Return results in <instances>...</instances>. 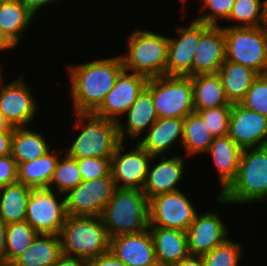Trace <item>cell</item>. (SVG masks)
<instances>
[{
  "mask_svg": "<svg viewBox=\"0 0 267 266\" xmlns=\"http://www.w3.org/2000/svg\"><path fill=\"white\" fill-rule=\"evenodd\" d=\"M66 68L73 113H94L124 70L120 54L87 60L81 64H69Z\"/></svg>",
  "mask_w": 267,
  "mask_h": 266,
  "instance_id": "1",
  "label": "cell"
},
{
  "mask_svg": "<svg viewBox=\"0 0 267 266\" xmlns=\"http://www.w3.org/2000/svg\"><path fill=\"white\" fill-rule=\"evenodd\" d=\"M215 199L221 206L267 201V145L242 150L235 179Z\"/></svg>",
  "mask_w": 267,
  "mask_h": 266,
  "instance_id": "2",
  "label": "cell"
},
{
  "mask_svg": "<svg viewBox=\"0 0 267 266\" xmlns=\"http://www.w3.org/2000/svg\"><path fill=\"white\" fill-rule=\"evenodd\" d=\"M72 130L78 132L70 146L62 149L72 158H112L121 143L117 122L94 113H73Z\"/></svg>",
  "mask_w": 267,
  "mask_h": 266,
  "instance_id": "3",
  "label": "cell"
},
{
  "mask_svg": "<svg viewBox=\"0 0 267 266\" xmlns=\"http://www.w3.org/2000/svg\"><path fill=\"white\" fill-rule=\"evenodd\" d=\"M125 48L127 51L120 54L124 70L148 79L166 75L168 36L150 29L137 28L127 36Z\"/></svg>",
  "mask_w": 267,
  "mask_h": 266,
  "instance_id": "4",
  "label": "cell"
},
{
  "mask_svg": "<svg viewBox=\"0 0 267 266\" xmlns=\"http://www.w3.org/2000/svg\"><path fill=\"white\" fill-rule=\"evenodd\" d=\"M101 218L110 238L147 230L149 200L142 190L116 188Z\"/></svg>",
  "mask_w": 267,
  "mask_h": 266,
  "instance_id": "5",
  "label": "cell"
},
{
  "mask_svg": "<svg viewBox=\"0 0 267 266\" xmlns=\"http://www.w3.org/2000/svg\"><path fill=\"white\" fill-rule=\"evenodd\" d=\"M59 236L65 255L87 261L109 252L110 237L101 216L68 215Z\"/></svg>",
  "mask_w": 267,
  "mask_h": 266,
  "instance_id": "6",
  "label": "cell"
},
{
  "mask_svg": "<svg viewBox=\"0 0 267 266\" xmlns=\"http://www.w3.org/2000/svg\"><path fill=\"white\" fill-rule=\"evenodd\" d=\"M225 60L267 74V25L259 27H222Z\"/></svg>",
  "mask_w": 267,
  "mask_h": 266,
  "instance_id": "7",
  "label": "cell"
},
{
  "mask_svg": "<svg viewBox=\"0 0 267 266\" xmlns=\"http://www.w3.org/2000/svg\"><path fill=\"white\" fill-rule=\"evenodd\" d=\"M146 88L152 94L159 118H185L195 111L189 76L165 75L149 78Z\"/></svg>",
  "mask_w": 267,
  "mask_h": 266,
  "instance_id": "8",
  "label": "cell"
},
{
  "mask_svg": "<svg viewBox=\"0 0 267 266\" xmlns=\"http://www.w3.org/2000/svg\"><path fill=\"white\" fill-rule=\"evenodd\" d=\"M67 216L64 194L48 188L32 190L25 221L36 232L59 235Z\"/></svg>",
  "mask_w": 267,
  "mask_h": 266,
  "instance_id": "9",
  "label": "cell"
},
{
  "mask_svg": "<svg viewBox=\"0 0 267 266\" xmlns=\"http://www.w3.org/2000/svg\"><path fill=\"white\" fill-rule=\"evenodd\" d=\"M188 196L179 190L151 198L149 200V227L187 231L199 212Z\"/></svg>",
  "mask_w": 267,
  "mask_h": 266,
  "instance_id": "10",
  "label": "cell"
},
{
  "mask_svg": "<svg viewBox=\"0 0 267 266\" xmlns=\"http://www.w3.org/2000/svg\"><path fill=\"white\" fill-rule=\"evenodd\" d=\"M115 189L111 172L104 177L82 181L64 194L67 215L101 216Z\"/></svg>",
  "mask_w": 267,
  "mask_h": 266,
  "instance_id": "11",
  "label": "cell"
},
{
  "mask_svg": "<svg viewBox=\"0 0 267 266\" xmlns=\"http://www.w3.org/2000/svg\"><path fill=\"white\" fill-rule=\"evenodd\" d=\"M24 78L21 73L11 82L0 83V110L13 127H29L39 113L38 101Z\"/></svg>",
  "mask_w": 267,
  "mask_h": 266,
  "instance_id": "12",
  "label": "cell"
},
{
  "mask_svg": "<svg viewBox=\"0 0 267 266\" xmlns=\"http://www.w3.org/2000/svg\"><path fill=\"white\" fill-rule=\"evenodd\" d=\"M125 143L117 146L111 158L110 172L115 187L142 190L153 156L137 142L130 150Z\"/></svg>",
  "mask_w": 267,
  "mask_h": 266,
  "instance_id": "13",
  "label": "cell"
},
{
  "mask_svg": "<svg viewBox=\"0 0 267 266\" xmlns=\"http://www.w3.org/2000/svg\"><path fill=\"white\" fill-rule=\"evenodd\" d=\"M210 25L192 20L186 26H176L178 37L168 36V60L166 76H192L194 52L200 37Z\"/></svg>",
  "mask_w": 267,
  "mask_h": 266,
  "instance_id": "14",
  "label": "cell"
},
{
  "mask_svg": "<svg viewBox=\"0 0 267 266\" xmlns=\"http://www.w3.org/2000/svg\"><path fill=\"white\" fill-rule=\"evenodd\" d=\"M147 82V77L123 70L94 114L115 122L122 120V115L130 109Z\"/></svg>",
  "mask_w": 267,
  "mask_h": 266,
  "instance_id": "15",
  "label": "cell"
},
{
  "mask_svg": "<svg viewBox=\"0 0 267 266\" xmlns=\"http://www.w3.org/2000/svg\"><path fill=\"white\" fill-rule=\"evenodd\" d=\"M181 155L153 156L149 165L142 191L148 200L154 196L179 191L187 158ZM159 158V160H158ZM156 161V162H155ZM153 163H156L155 165Z\"/></svg>",
  "mask_w": 267,
  "mask_h": 266,
  "instance_id": "16",
  "label": "cell"
},
{
  "mask_svg": "<svg viewBox=\"0 0 267 266\" xmlns=\"http://www.w3.org/2000/svg\"><path fill=\"white\" fill-rule=\"evenodd\" d=\"M190 255L202 256L229 238V227L217 210L197 213L186 231Z\"/></svg>",
  "mask_w": 267,
  "mask_h": 266,
  "instance_id": "17",
  "label": "cell"
},
{
  "mask_svg": "<svg viewBox=\"0 0 267 266\" xmlns=\"http://www.w3.org/2000/svg\"><path fill=\"white\" fill-rule=\"evenodd\" d=\"M228 135L242 149L267 145V117L244 107L232 104Z\"/></svg>",
  "mask_w": 267,
  "mask_h": 266,
  "instance_id": "18",
  "label": "cell"
},
{
  "mask_svg": "<svg viewBox=\"0 0 267 266\" xmlns=\"http://www.w3.org/2000/svg\"><path fill=\"white\" fill-rule=\"evenodd\" d=\"M109 251L126 266H157L149 229L110 238Z\"/></svg>",
  "mask_w": 267,
  "mask_h": 266,
  "instance_id": "19",
  "label": "cell"
},
{
  "mask_svg": "<svg viewBox=\"0 0 267 266\" xmlns=\"http://www.w3.org/2000/svg\"><path fill=\"white\" fill-rule=\"evenodd\" d=\"M126 119L117 122L121 142L127 138L138 141L149 128L159 119L154 107L151 92L145 87L136 98L130 109L122 116ZM142 134V135H141Z\"/></svg>",
  "mask_w": 267,
  "mask_h": 266,
  "instance_id": "20",
  "label": "cell"
},
{
  "mask_svg": "<svg viewBox=\"0 0 267 266\" xmlns=\"http://www.w3.org/2000/svg\"><path fill=\"white\" fill-rule=\"evenodd\" d=\"M225 61V36L221 26H211L201 37L194 52L192 76L216 74Z\"/></svg>",
  "mask_w": 267,
  "mask_h": 266,
  "instance_id": "21",
  "label": "cell"
},
{
  "mask_svg": "<svg viewBox=\"0 0 267 266\" xmlns=\"http://www.w3.org/2000/svg\"><path fill=\"white\" fill-rule=\"evenodd\" d=\"M183 128L184 118H159L137 143L152 156H168L176 144H182Z\"/></svg>",
  "mask_w": 267,
  "mask_h": 266,
  "instance_id": "22",
  "label": "cell"
},
{
  "mask_svg": "<svg viewBox=\"0 0 267 266\" xmlns=\"http://www.w3.org/2000/svg\"><path fill=\"white\" fill-rule=\"evenodd\" d=\"M242 150L229 135L213 138L205 154H209L218 172L217 180L221 191L216 195L222 193L235 179Z\"/></svg>",
  "mask_w": 267,
  "mask_h": 266,
  "instance_id": "23",
  "label": "cell"
},
{
  "mask_svg": "<svg viewBox=\"0 0 267 266\" xmlns=\"http://www.w3.org/2000/svg\"><path fill=\"white\" fill-rule=\"evenodd\" d=\"M148 229L159 266H171L190 255L186 231L165 227Z\"/></svg>",
  "mask_w": 267,
  "mask_h": 266,
  "instance_id": "24",
  "label": "cell"
},
{
  "mask_svg": "<svg viewBox=\"0 0 267 266\" xmlns=\"http://www.w3.org/2000/svg\"><path fill=\"white\" fill-rule=\"evenodd\" d=\"M62 254L59 235L39 233L9 266H53Z\"/></svg>",
  "mask_w": 267,
  "mask_h": 266,
  "instance_id": "25",
  "label": "cell"
},
{
  "mask_svg": "<svg viewBox=\"0 0 267 266\" xmlns=\"http://www.w3.org/2000/svg\"><path fill=\"white\" fill-rule=\"evenodd\" d=\"M222 81L224 92L232 104L240 103L246 96L254 79L259 75L253 69L225 60L217 73Z\"/></svg>",
  "mask_w": 267,
  "mask_h": 266,
  "instance_id": "26",
  "label": "cell"
},
{
  "mask_svg": "<svg viewBox=\"0 0 267 266\" xmlns=\"http://www.w3.org/2000/svg\"><path fill=\"white\" fill-rule=\"evenodd\" d=\"M47 141L46 135L42 132L29 127H15L12 138L11 156L16 160L17 165L31 160H35L48 151L52 147Z\"/></svg>",
  "mask_w": 267,
  "mask_h": 266,
  "instance_id": "27",
  "label": "cell"
},
{
  "mask_svg": "<svg viewBox=\"0 0 267 266\" xmlns=\"http://www.w3.org/2000/svg\"><path fill=\"white\" fill-rule=\"evenodd\" d=\"M193 104L195 110H204L220 106H232L226 98L220 76L216 74H198L191 76Z\"/></svg>",
  "mask_w": 267,
  "mask_h": 266,
  "instance_id": "28",
  "label": "cell"
},
{
  "mask_svg": "<svg viewBox=\"0 0 267 266\" xmlns=\"http://www.w3.org/2000/svg\"><path fill=\"white\" fill-rule=\"evenodd\" d=\"M35 15L19 0H10L0 5V28L6 37L17 47Z\"/></svg>",
  "mask_w": 267,
  "mask_h": 266,
  "instance_id": "29",
  "label": "cell"
},
{
  "mask_svg": "<svg viewBox=\"0 0 267 266\" xmlns=\"http://www.w3.org/2000/svg\"><path fill=\"white\" fill-rule=\"evenodd\" d=\"M54 150L48 151L43 156L18 165L17 180L32 189L48 188L57 162L59 153Z\"/></svg>",
  "mask_w": 267,
  "mask_h": 266,
  "instance_id": "30",
  "label": "cell"
},
{
  "mask_svg": "<svg viewBox=\"0 0 267 266\" xmlns=\"http://www.w3.org/2000/svg\"><path fill=\"white\" fill-rule=\"evenodd\" d=\"M32 188L21 182H14L0 188V219L7 225L23 222Z\"/></svg>",
  "mask_w": 267,
  "mask_h": 266,
  "instance_id": "31",
  "label": "cell"
},
{
  "mask_svg": "<svg viewBox=\"0 0 267 266\" xmlns=\"http://www.w3.org/2000/svg\"><path fill=\"white\" fill-rule=\"evenodd\" d=\"M213 138L210 130L197 112L194 111L184 118L181 146L183 147L185 157L191 159L195 155L205 154Z\"/></svg>",
  "mask_w": 267,
  "mask_h": 266,
  "instance_id": "32",
  "label": "cell"
},
{
  "mask_svg": "<svg viewBox=\"0 0 267 266\" xmlns=\"http://www.w3.org/2000/svg\"><path fill=\"white\" fill-rule=\"evenodd\" d=\"M226 21L232 22L233 25L221 27L266 26L264 0H235Z\"/></svg>",
  "mask_w": 267,
  "mask_h": 266,
  "instance_id": "33",
  "label": "cell"
},
{
  "mask_svg": "<svg viewBox=\"0 0 267 266\" xmlns=\"http://www.w3.org/2000/svg\"><path fill=\"white\" fill-rule=\"evenodd\" d=\"M38 234L26 221L7 224L5 266H9L21 255Z\"/></svg>",
  "mask_w": 267,
  "mask_h": 266,
  "instance_id": "34",
  "label": "cell"
},
{
  "mask_svg": "<svg viewBox=\"0 0 267 266\" xmlns=\"http://www.w3.org/2000/svg\"><path fill=\"white\" fill-rule=\"evenodd\" d=\"M63 153L64 155L60 154L48 189L66 194L69 190L79 185L83 179L78 168L77 159L70 157L65 151Z\"/></svg>",
  "mask_w": 267,
  "mask_h": 266,
  "instance_id": "35",
  "label": "cell"
},
{
  "mask_svg": "<svg viewBox=\"0 0 267 266\" xmlns=\"http://www.w3.org/2000/svg\"><path fill=\"white\" fill-rule=\"evenodd\" d=\"M243 245L227 238L211 252L202 255L204 266H240Z\"/></svg>",
  "mask_w": 267,
  "mask_h": 266,
  "instance_id": "36",
  "label": "cell"
},
{
  "mask_svg": "<svg viewBox=\"0 0 267 266\" xmlns=\"http://www.w3.org/2000/svg\"><path fill=\"white\" fill-rule=\"evenodd\" d=\"M202 6L199 14L194 20L210 26H222L228 19L235 0H198ZM209 9V10H208ZM207 11V12H206ZM202 13V14H201ZM225 20V22L223 21ZM221 21V22H220ZM221 23V24H220Z\"/></svg>",
  "mask_w": 267,
  "mask_h": 266,
  "instance_id": "37",
  "label": "cell"
},
{
  "mask_svg": "<svg viewBox=\"0 0 267 266\" xmlns=\"http://www.w3.org/2000/svg\"><path fill=\"white\" fill-rule=\"evenodd\" d=\"M231 108L232 106H220L195 110V112L201 116L211 135L215 138L228 135Z\"/></svg>",
  "mask_w": 267,
  "mask_h": 266,
  "instance_id": "38",
  "label": "cell"
},
{
  "mask_svg": "<svg viewBox=\"0 0 267 266\" xmlns=\"http://www.w3.org/2000/svg\"><path fill=\"white\" fill-rule=\"evenodd\" d=\"M240 103L267 117V74H259L254 79L245 98Z\"/></svg>",
  "mask_w": 267,
  "mask_h": 266,
  "instance_id": "39",
  "label": "cell"
},
{
  "mask_svg": "<svg viewBox=\"0 0 267 266\" xmlns=\"http://www.w3.org/2000/svg\"><path fill=\"white\" fill-rule=\"evenodd\" d=\"M77 159L83 181L107 176L111 169V158H75Z\"/></svg>",
  "mask_w": 267,
  "mask_h": 266,
  "instance_id": "40",
  "label": "cell"
},
{
  "mask_svg": "<svg viewBox=\"0 0 267 266\" xmlns=\"http://www.w3.org/2000/svg\"><path fill=\"white\" fill-rule=\"evenodd\" d=\"M17 171V162L11 155L0 157V188L17 182Z\"/></svg>",
  "mask_w": 267,
  "mask_h": 266,
  "instance_id": "41",
  "label": "cell"
},
{
  "mask_svg": "<svg viewBox=\"0 0 267 266\" xmlns=\"http://www.w3.org/2000/svg\"><path fill=\"white\" fill-rule=\"evenodd\" d=\"M86 266H126V265L109 251L105 254L87 260Z\"/></svg>",
  "mask_w": 267,
  "mask_h": 266,
  "instance_id": "42",
  "label": "cell"
},
{
  "mask_svg": "<svg viewBox=\"0 0 267 266\" xmlns=\"http://www.w3.org/2000/svg\"><path fill=\"white\" fill-rule=\"evenodd\" d=\"M35 16L46 6L55 5L56 0H19ZM59 1V0H57ZM55 2V3H54Z\"/></svg>",
  "mask_w": 267,
  "mask_h": 266,
  "instance_id": "43",
  "label": "cell"
},
{
  "mask_svg": "<svg viewBox=\"0 0 267 266\" xmlns=\"http://www.w3.org/2000/svg\"><path fill=\"white\" fill-rule=\"evenodd\" d=\"M13 135L14 131H4L0 133V157L11 155Z\"/></svg>",
  "mask_w": 267,
  "mask_h": 266,
  "instance_id": "44",
  "label": "cell"
},
{
  "mask_svg": "<svg viewBox=\"0 0 267 266\" xmlns=\"http://www.w3.org/2000/svg\"><path fill=\"white\" fill-rule=\"evenodd\" d=\"M53 266H86V260L62 254Z\"/></svg>",
  "mask_w": 267,
  "mask_h": 266,
  "instance_id": "45",
  "label": "cell"
},
{
  "mask_svg": "<svg viewBox=\"0 0 267 266\" xmlns=\"http://www.w3.org/2000/svg\"><path fill=\"white\" fill-rule=\"evenodd\" d=\"M6 224L0 219V266H5Z\"/></svg>",
  "mask_w": 267,
  "mask_h": 266,
  "instance_id": "46",
  "label": "cell"
},
{
  "mask_svg": "<svg viewBox=\"0 0 267 266\" xmlns=\"http://www.w3.org/2000/svg\"><path fill=\"white\" fill-rule=\"evenodd\" d=\"M171 266H204V261L201 256L189 255Z\"/></svg>",
  "mask_w": 267,
  "mask_h": 266,
  "instance_id": "47",
  "label": "cell"
},
{
  "mask_svg": "<svg viewBox=\"0 0 267 266\" xmlns=\"http://www.w3.org/2000/svg\"><path fill=\"white\" fill-rule=\"evenodd\" d=\"M13 48H16V46L6 37L0 28V51L13 50Z\"/></svg>",
  "mask_w": 267,
  "mask_h": 266,
  "instance_id": "48",
  "label": "cell"
},
{
  "mask_svg": "<svg viewBox=\"0 0 267 266\" xmlns=\"http://www.w3.org/2000/svg\"><path fill=\"white\" fill-rule=\"evenodd\" d=\"M14 128L6 119L3 112L0 110V133L4 131H14Z\"/></svg>",
  "mask_w": 267,
  "mask_h": 266,
  "instance_id": "49",
  "label": "cell"
},
{
  "mask_svg": "<svg viewBox=\"0 0 267 266\" xmlns=\"http://www.w3.org/2000/svg\"><path fill=\"white\" fill-rule=\"evenodd\" d=\"M3 65L0 63V83L5 79L4 76H3Z\"/></svg>",
  "mask_w": 267,
  "mask_h": 266,
  "instance_id": "50",
  "label": "cell"
},
{
  "mask_svg": "<svg viewBox=\"0 0 267 266\" xmlns=\"http://www.w3.org/2000/svg\"><path fill=\"white\" fill-rule=\"evenodd\" d=\"M264 6H265V20L267 25V0H264Z\"/></svg>",
  "mask_w": 267,
  "mask_h": 266,
  "instance_id": "51",
  "label": "cell"
},
{
  "mask_svg": "<svg viewBox=\"0 0 267 266\" xmlns=\"http://www.w3.org/2000/svg\"><path fill=\"white\" fill-rule=\"evenodd\" d=\"M178 1H180L182 3V8L184 9V8H186V7H184V4H186V1H189V0H178Z\"/></svg>",
  "mask_w": 267,
  "mask_h": 266,
  "instance_id": "52",
  "label": "cell"
},
{
  "mask_svg": "<svg viewBox=\"0 0 267 266\" xmlns=\"http://www.w3.org/2000/svg\"><path fill=\"white\" fill-rule=\"evenodd\" d=\"M8 1H10V0H0V5L3 4V3H6Z\"/></svg>",
  "mask_w": 267,
  "mask_h": 266,
  "instance_id": "53",
  "label": "cell"
}]
</instances>
